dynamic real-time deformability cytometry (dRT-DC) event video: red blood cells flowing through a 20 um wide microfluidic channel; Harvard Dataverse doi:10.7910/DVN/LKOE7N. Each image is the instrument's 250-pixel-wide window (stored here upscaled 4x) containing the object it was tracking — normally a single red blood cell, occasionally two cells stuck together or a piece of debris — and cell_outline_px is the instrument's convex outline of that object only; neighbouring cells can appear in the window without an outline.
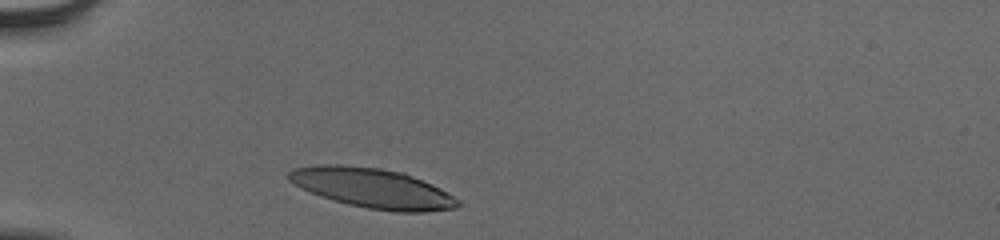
{"species": "human", "species_latin": "Homo sapiens", "temperature_condition": "cold", "stored_images_in_passage": 30, "camera_frame_rate_fps": 3000, "um_per_image_px": 0.085, "donor": {"sex": "male"}, "frame": {"image": 1, "passage_image": 1, "time_ms": 0.0, "image_size_px": [1000, 240], "cell_outline_px": [[460, 204], [456, 208], [424, 212], [396, 212], [368, 208], [348, 204], [332, 200], [320, 196], [300, 188], [288, 180], [288, 172], [292, 168], [320, 164], [340, 164], [380, 168], [404, 172], [432, 184], [440, 188], [460, 200]], "centroid_in_image_um": [31.64, 15.98], "position_along_channel_um": 53.4, "area_um2": 39.42}}
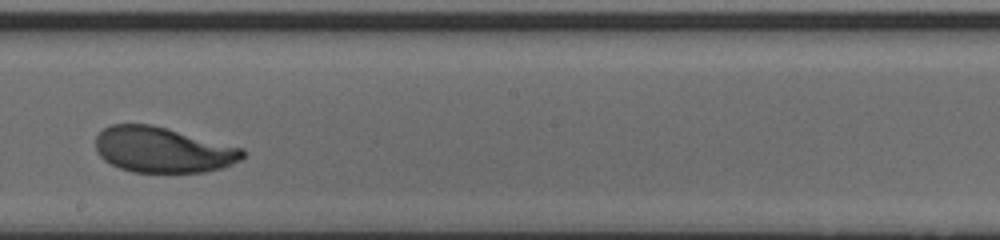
{"frame": {"image": 2, "passage_image": 17, "time_ms": 5.333, "image_size_px": [1000, 240], "cell_outline_px": [[244, 156], [240, 160], [232, 164], [220, 168], [204, 172], [132, 172], [120, 168], [104, 160], [96, 152], [96, 136], [104, 128], [112, 124], [152, 124], [168, 128], [244, 148]], "centroid_in_image_um": [13.83, 12.73], "position_along_channel_um": 234.4, "area_um2": 39.07}}
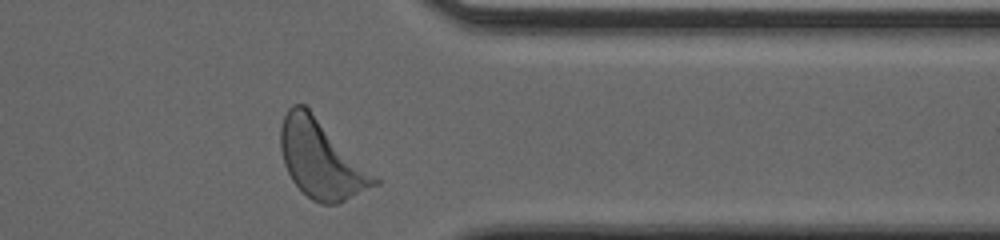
{"frame": {"image": 3, "passage_image": 29, "time_ms": 9.333, "image_size_px": [1000, 240], "cell_outline_px": [[380, 184], [336, 204], [320, 204], [312, 200], [292, 180], [284, 164], [280, 148], [280, 124], [288, 108], [292, 104], [304, 104], [380, 180]], "centroid_in_image_um": [27.27, 13.54], "position_along_channel_um": 384.1, "area_um2": 42.08}, "authors_computed_cell_mechanics": {"area_um2": 39.7086, "velocity_mm_per_s": 3.8285, "shape_relaxation_time_tau1_ms": 2.5057, "shape_relaxation_time_tau2_ms": 1.9542, "deformation_change_tau1": 0.1644, "deformation_change_tau2": 0.0775}}